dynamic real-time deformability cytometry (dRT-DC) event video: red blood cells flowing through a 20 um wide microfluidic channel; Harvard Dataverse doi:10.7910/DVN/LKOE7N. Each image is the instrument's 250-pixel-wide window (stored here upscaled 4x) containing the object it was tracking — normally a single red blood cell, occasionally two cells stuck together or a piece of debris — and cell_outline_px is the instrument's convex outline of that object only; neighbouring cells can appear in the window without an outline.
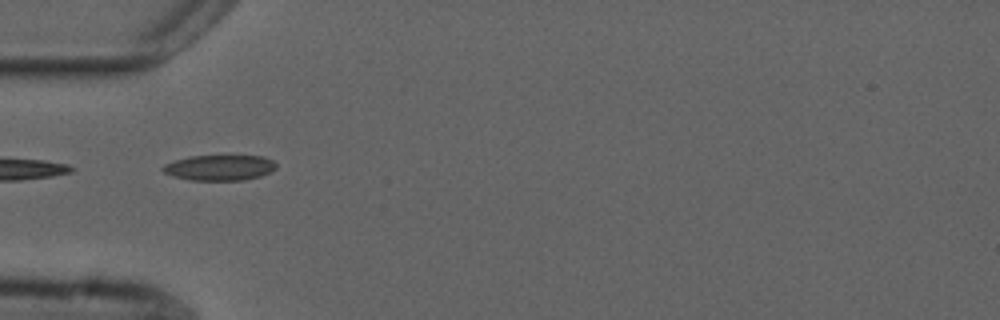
{"species": "common noctule bat (a hibernating species)", "species_latin": "Nyctalus noctula", "temperature_condition": "cold", "stored_images_in_passage": 6, "camera_frame_rate_fps": 3000, "um_per_image_px": 0.085, "animal": {"sex": "male", "forearm_length_mm": 52.5}, "frame": {"image": 1, "passage_image": 1, "time_ms": 0.0, "image_size_px": [1000, 320], "cell_outline_px": [[276, 168], [260, 176], [244, 180], [188, 180], [172, 176], [164, 172], [160, 168], [164, 164], [188, 156], [264, 156], [272, 160], [276, 164]], "centroid_in_image_um": [18.63, 14.25], "position_along_channel_um": 66.4, "area_um2": 16.82}}
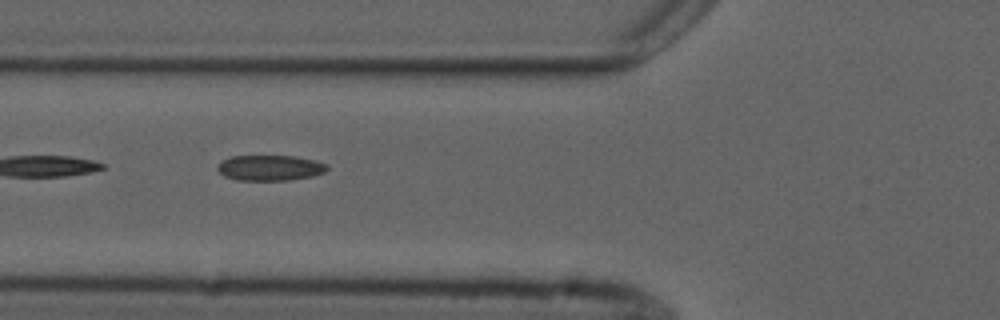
{"frame": {"image": 2, "passage_image": 4, "time_ms": 1.0, "image_size_px": [1000, 320], "cell_outline_px": [[328, 168], [324, 172], [312, 176], [288, 180], [236, 180], [224, 176], [216, 168], [224, 160], [232, 156], [296, 156], [316, 160], [328, 164]], "centroid_in_image_um": [22.98, 14.26], "position_along_channel_um": 102.8, "area_um2": 16.24}}